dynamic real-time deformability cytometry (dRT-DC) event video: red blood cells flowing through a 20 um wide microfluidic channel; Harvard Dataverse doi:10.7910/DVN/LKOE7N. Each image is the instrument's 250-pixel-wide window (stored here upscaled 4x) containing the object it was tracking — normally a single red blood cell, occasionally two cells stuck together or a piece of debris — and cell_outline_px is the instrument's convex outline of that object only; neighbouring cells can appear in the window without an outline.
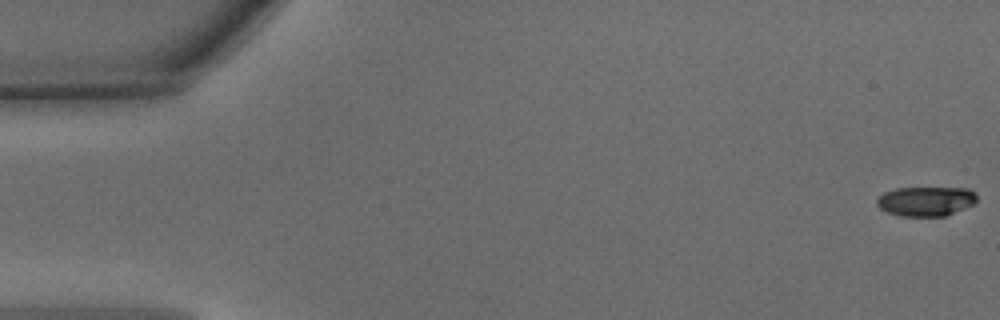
{"species": "common noctule bat (a hibernating species)", "species_latin": "Nyctalus noctula", "temperature_condition": "warm", "stored_images_in_passage": 48, "camera_frame_rate_fps": 3000, "um_per_image_px": 0.085, "animal": {"sex": "male", "body_mass_g": 15.6}, "frame": {"image": 1, "passage_image": 1, "time_ms": 0.0, "image_size_px": [1000, 320], "cell_outline_px": [[976, 200], [972, 204], [964, 208], [944, 216], [900, 216], [888, 212], [880, 208], [876, 204], [876, 200], [884, 192], [896, 188], [968, 188], [976, 192]], "centroid_in_image_um": [78.69, 17.1], "position_along_channel_um": 6.3, "area_um2": 17.11}}
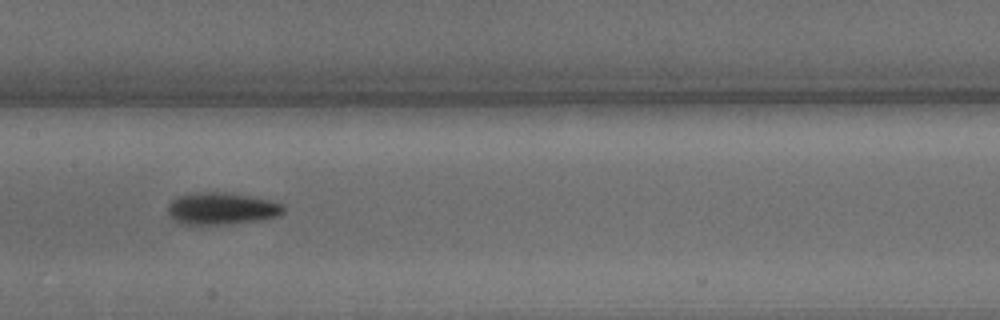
{"frame": {"image": 2, "passage_image": 24, "time_ms": 7.667, "image_size_px": [1000, 320], "cell_outline_px": [[284, 212], [276, 216], [260, 220], [232, 224], [184, 224], [176, 220], [168, 212], [168, 204], [172, 200], [180, 196], [196, 192], [228, 192], [252, 196], [284, 204]], "centroid_in_image_um": [18.87, 17.72], "position_along_channel_um": 188.5, "area_um2": 21.5}}
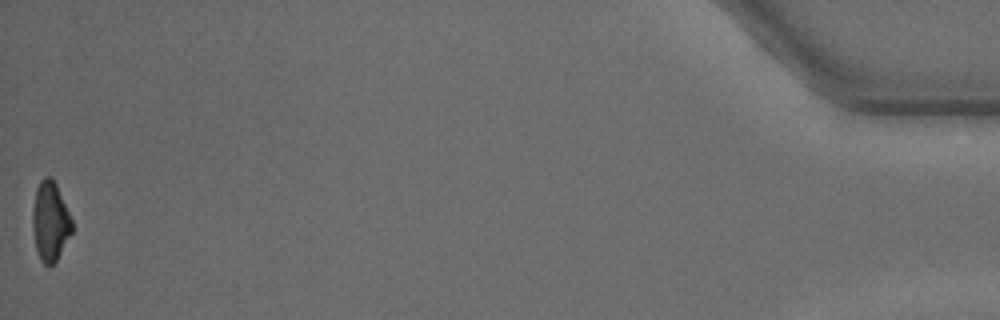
{"frame": {"image": 3, "passage_image": 48, "time_ms": 15.667, "image_size_px": [1000, 320], "cell_outline_px": [[72, 232], [56, 260], [52, 264], [44, 264], [40, 260], [36, 248], [32, 228], [32, 212], [36, 188], [40, 180], [44, 176], [52, 176], [56, 184], [72, 220]], "centroid_in_image_um": [4.25, 18.78], "position_along_channel_um": 431.0, "area_um2": 18.09}, "authors_computed_cell_mechanics": {"area_um2": 19.6809, "velocity_mm_per_s": 4.2628, "shape_relaxation_time_tau1_ms": 2.2208, "shape_relaxation_time_tau2_ms": 7.2716, "deformation_change_tau1": 0.1447, "deformation_change_tau2": 0.162}}